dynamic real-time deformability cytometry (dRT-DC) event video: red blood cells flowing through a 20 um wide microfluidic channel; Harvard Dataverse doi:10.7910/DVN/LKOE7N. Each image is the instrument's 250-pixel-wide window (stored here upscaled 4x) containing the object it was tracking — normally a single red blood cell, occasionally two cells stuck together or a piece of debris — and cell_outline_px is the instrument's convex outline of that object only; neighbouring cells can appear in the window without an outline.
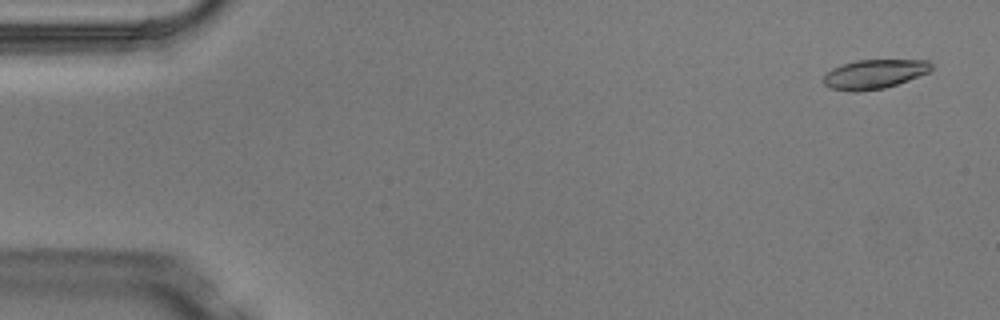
{"species": "Egyptian fruit bat (a non-hibernating species)", "species_latin": "Rousettus aegyptiacus", "temperature_condition": "warm", "stored_images_in_passage": 6, "camera_frame_rate_fps": 3000, "um_per_image_px": 0.085, "animal": {"sex": "male"}, "frame": {"image": 1, "passage_image": 1, "time_ms": 0.0, "image_size_px": [1000, 320], "cell_outline_px": [[932, 68], [928, 72], [908, 80], [884, 88], [856, 92], [848, 92], [832, 88], [824, 84], [824, 76], [832, 68], [840, 64], [856, 60], [928, 60], [932, 64]], "centroid_in_image_um": [74.29, 6.29], "position_along_channel_um": 10.7, "area_um2": 18.32}}
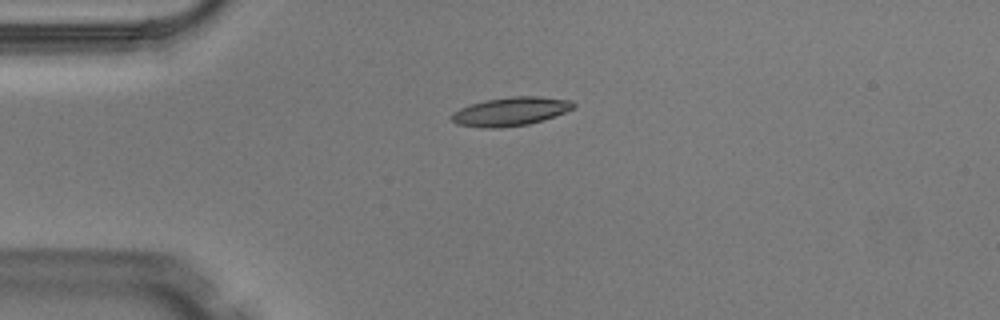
{"frame": {"image": 2, "passage_image": 3, "time_ms": 0.667, "image_size_px": [1000, 320], "cell_outline_px": [[576, 108], [544, 120], [528, 124], [500, 128], [484, 128], [456, 124], [452, 120], [452, 112], [460, 108], [472, 104], [488, 100], [512, 96], [540, 96], [572, 100], [576, 104]], "centroid_in_image_um": [43.45, 9.47], "position_along_channel_um": 41.5, "area_um2": 20.4}}
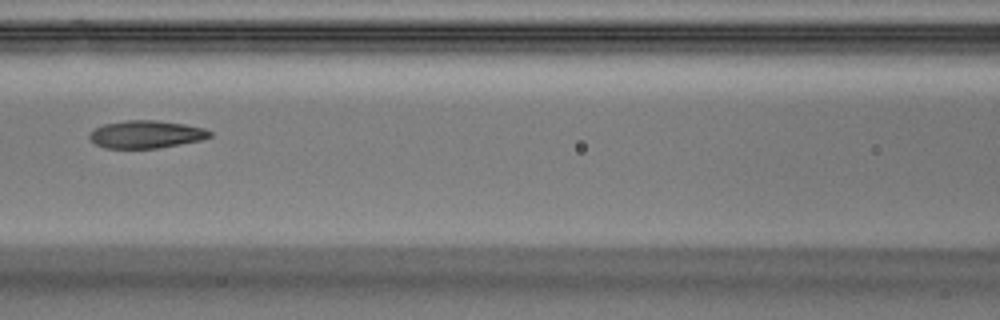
{"frame": {"image": 3, "passage_image": 6, "time_ms": 1.667, "image_size_px": [1000, 320], "cell_outline_px": [[212, 136], [200, 140], [160, 148], [104, 148], [96, 144], [88, 136], [88, 132], [104, 124], [128, 120], [156, 120], [184, 124], [204, 128], [212, 132]], "centroid_in_image_um": [12.41, 11.42], "position_along_channel_um": 154.2, "area_um2": 19.36}}